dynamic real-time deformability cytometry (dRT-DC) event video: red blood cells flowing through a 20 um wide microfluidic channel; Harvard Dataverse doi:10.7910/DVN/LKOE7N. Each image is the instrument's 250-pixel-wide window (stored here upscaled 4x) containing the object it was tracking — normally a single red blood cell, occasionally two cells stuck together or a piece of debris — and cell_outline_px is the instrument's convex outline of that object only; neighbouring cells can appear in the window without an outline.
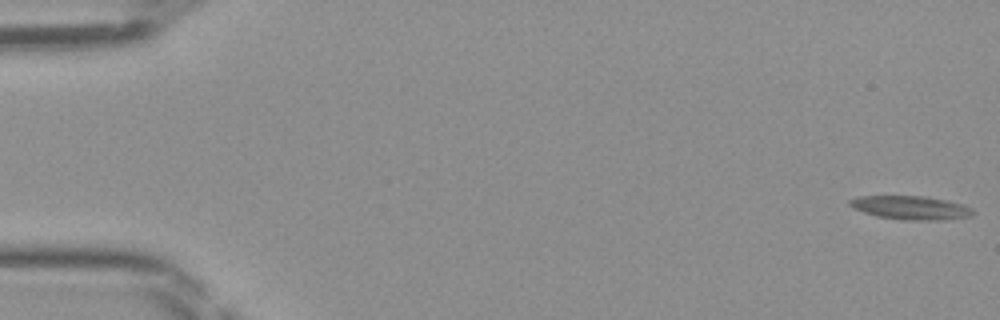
{"species": "Egyptian fruit bat (a non-hibernating species)", "species_latin": "Rousettus aegyptiacus", "temperature_condition": "room temperature", "stored_images_in_passage": 49, "camera_frame_rate_fps": 3000, "um_per_image_px": 0.085, "frame": {"image": 1, "passage_image": 1, "time_ms": 0.0, "image_size_px": [1000, 320], "cell_outline_px": [[976, 212], [972, 216], [944, 220], [904, 220], [876, 216], [852, 208], [848, 204], [848, 200], [856, 196], [928, 196], [948, 200], [964, 204], [972, 208]], "centroid_in_image_um": [77.44, 17.65], "position_along_channel_um": 7.6, "area_um2": 17.34}}
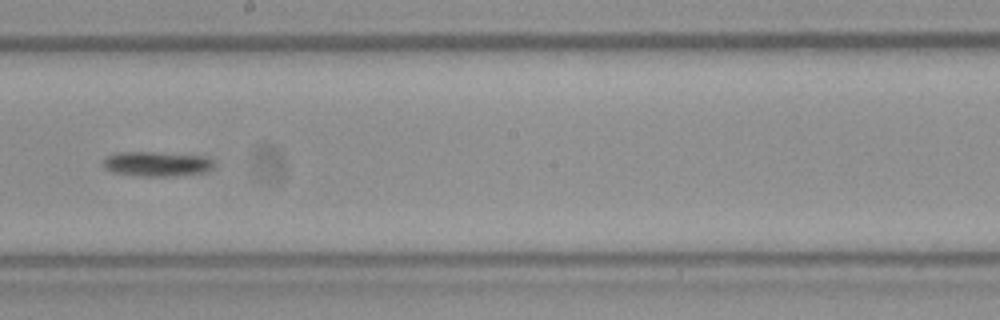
{"frame": {"image": 2, "passage_image": 28, "time_ms": 9.0, "image_size_px": [1000, 320], "cell_outline_px": [[216, 168], [208, 172], [176, 176], [140, 176], [112, 172], [104, 168], [100, 164], [108, 156], [116, 152], [156, 152], [208, 156], [216, 160]], "centroid_in_image_um": [13.42, 13.93], "position_along_channel_um": 234.8, "area_um2": 16.59}}
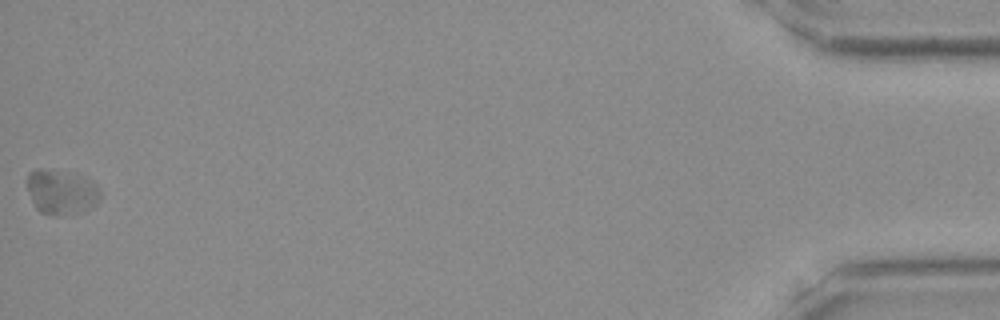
{"frame": {"image": 3, "passage_image": 49, "time_ms": 16.0, "image_size_px": [1000, 320], "cell_outline_px": [[100, 200], [96, 204], [76, 212], [56, 216], [40, 212], [36, 208], [32, 200], [28, 188], [28, 172], [36, 168], [88, 176], [96, 184], [100, 192]], "centroid_in_image_um": [5.23, 16.3], "position_along_channel_um": 430.0, "area_um2": 18.84}}